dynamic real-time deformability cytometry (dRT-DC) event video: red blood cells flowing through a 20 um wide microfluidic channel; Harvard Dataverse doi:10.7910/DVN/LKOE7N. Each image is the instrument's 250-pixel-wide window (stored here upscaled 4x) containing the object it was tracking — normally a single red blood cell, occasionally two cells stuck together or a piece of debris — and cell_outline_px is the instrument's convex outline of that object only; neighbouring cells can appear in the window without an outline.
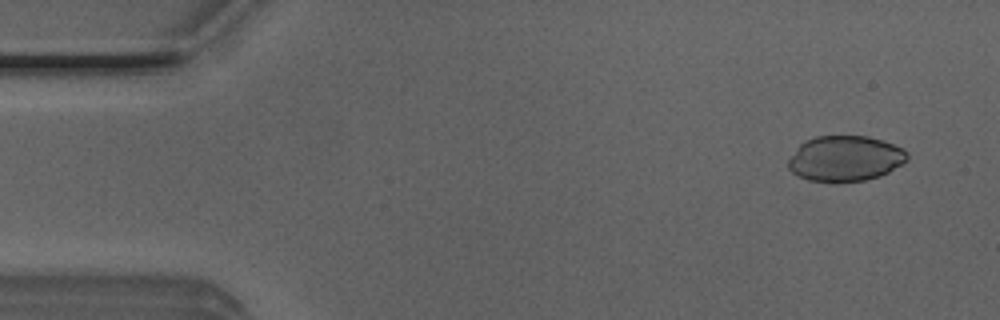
{"species": "Egyptian fruit bat (a non-hibernating species)", "species_latin": "Rousettus aegyptiacus", "temperature_condition": "room temperature", "stored_images_in_passage": 44, "camera_frame_rate_fps": 3000, "um_per_image_px": 0.085, "animal": {"sex": "male"}, "frame": {"image": 1, "passage_image": 3, "time_ms": 0.667, "image_size_px": [1000, 320], "cell_outline_px": [[908, 160], [888, 172], [880, 176], [864, 180], [836, 184], [808, 180], [796, 176], [788, 168], [788, 160], [796, 148], [804, 140], [816, 136], [868, 136], [904, 148], [908, 152]], "centroid_in_image_um": [71.81, 13.5], "position_along_channel_um": 13.2, "area_um2": 32.08}}